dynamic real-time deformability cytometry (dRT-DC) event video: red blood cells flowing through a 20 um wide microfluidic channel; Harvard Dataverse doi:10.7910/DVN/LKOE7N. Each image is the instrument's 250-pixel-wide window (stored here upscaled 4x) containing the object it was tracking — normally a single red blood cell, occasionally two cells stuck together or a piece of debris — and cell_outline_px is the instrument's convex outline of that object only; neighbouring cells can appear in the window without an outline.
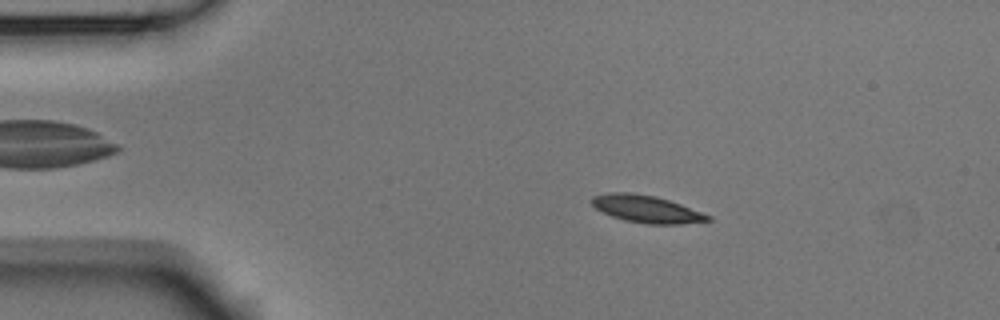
{"species": "Egyptian fruit bat (a non-hibernating species)", "species_latin": "Rousettus aegyptiacus", "temperature_condition": "room temperature", "stored_images_in_passage": 54, "camera_frame_rate_fps": 3000, "um_per_image_px": 0.085, "animal": {"sex": "male"}, "frame": {"image": 1, "passage_image": 9, "time_ms": 2.667, "image_size_px": [1000, 320], "cell_outline_px": [[712, 220], [680, 224], [648, 224], [624, 220], [612, 216], [596, 208], [592, 204], [592, 196], [608, 192], [632, 192], [656, 196], [680, 204], [712, 216]], "centroid_in_image_um": [54.95, 17.76], "position_along_channel_um": 30.0, "area_um2": 18.38}}
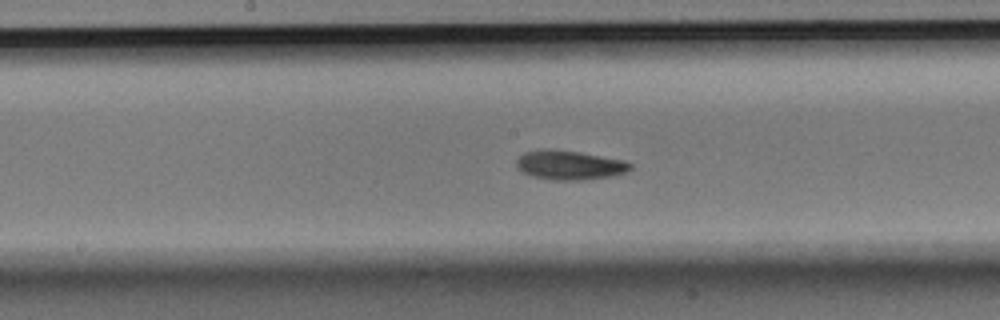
{"frame": {"image": 2, "passage_image": 27, "time_ms": 8.667, "image_size_px": [1000, 320], "cell_outline_px": [[632, 168], [628, 172], [612, 176], [584, 180], [552, 180], [532, 176], [516, 168], [516, 160], [524, 152], [580, 152], [624, 160], [632, 164]], "centroid_in_image_um": [48.49, 14.08], "position_along_channel_um": 199.7, "area_um2": 18.79}}
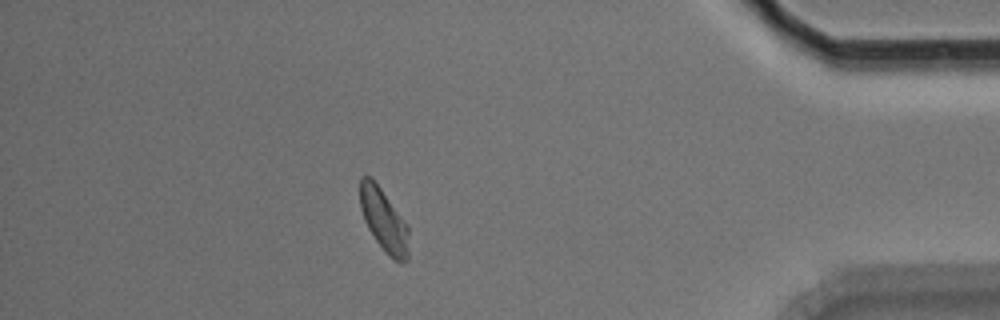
{"frame": {"image": 3, "passage_image": 47, "time_ms": 15.333, "image_size_px": [1000, 320], "cell_outline_px": [[408, 260], [400, 264], [392, 260], [388, 256], [376, 240], [368, 228], [364, 220], [360, 208], [360, 176], [372, 176], [408, 224]], "centroid_in_image_um": [32.63, 18.72], "position_along_channel_um": 402.6, "area_um2": 18.15}, "authors_computed_cell_mechanics": {"area_um2": 18.1492, "velocity_mm_per_s": 3.6811, "shape_relaxation_time_tau1_ms": 3.5384, "shape_relaxation_time_tau2_ms": 7.8966, "deformation_change_tau1": 0.1171, "deformation_change_tau2": 0.1072}}